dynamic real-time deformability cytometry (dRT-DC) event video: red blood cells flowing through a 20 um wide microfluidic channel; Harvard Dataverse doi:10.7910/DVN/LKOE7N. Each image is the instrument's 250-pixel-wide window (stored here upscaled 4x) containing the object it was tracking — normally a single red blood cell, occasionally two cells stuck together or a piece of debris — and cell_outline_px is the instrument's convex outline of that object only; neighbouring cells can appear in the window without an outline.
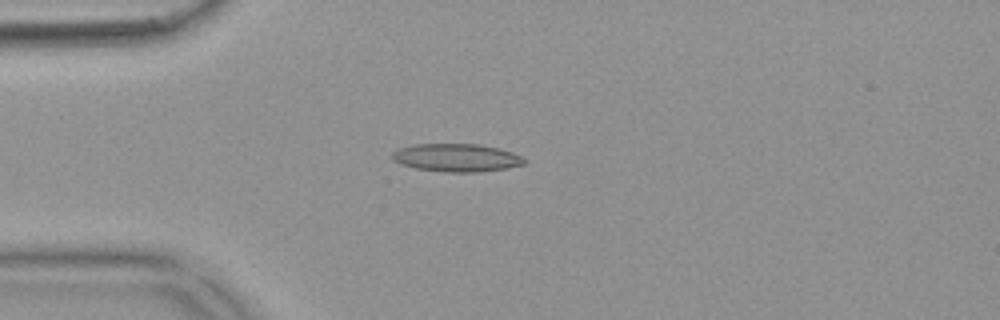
{"species": "common noctule bat (a hibernating species)", "species_latin": "Nyctalus noctula", "temperature_condition": "warm", "stored_images_in_passage": 54, "camera_frame_rate_fps": 3000, "um_per_image_px": 0.085, "animal": {"sex": "female", "body_mass_g": 18.4}, "frame": {"image": 1, "passage_image": 14, "time_ms": 4.333, "image_size_px": [1000, 320], "cell_outline_px": [[528, 160], [524, 164], [508, 168], [480, 172], [444, 172], [416, 168], [400, 164], [392, 160], [392, 152], [396, 148], [416, 144], [476, 144], [500, 148], [512, 152]], "centroid_in_image_um": [38.79, 13.4], "position_along_channel_um": 46.2, "area_um2": 21.73}}
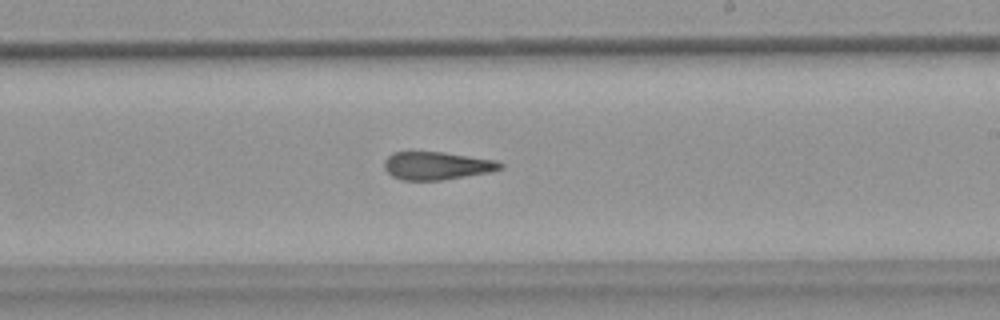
{"frame": {"image": 2, "passage_image": 32, "time_ms": 10.333, "image_size_px": [1000, 320], "cell_outline_px": [[504, 168], [492, 172], [440, 180], [400, 180], [392, 176], [384, 168], [384, 160], [392, 152], [444, 152], [496, 160], [504, 164]], "centroid_in_image_um": [37.15, 14.08], "position_along_channel_um": 251.9, "area_um2": 19.02}}
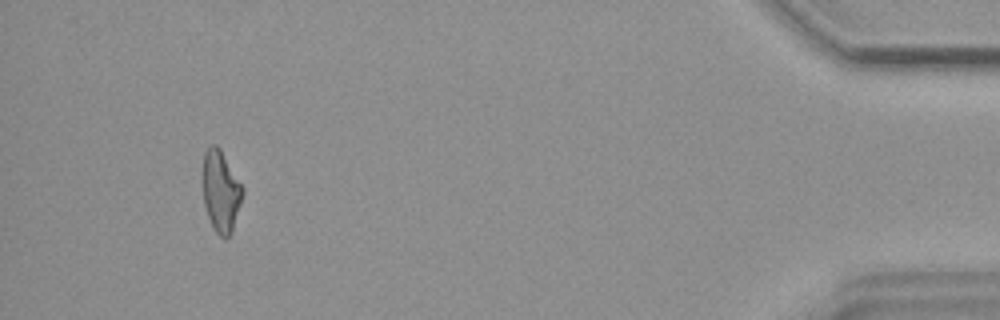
{"frame": {"image": 3, "passage_image": 51, "time_ms": 16.667, "image_size_px": [1000, 320], "cell_outline_px": [[244, 192], [232, 232], [228, 236], [220, 236], [216, 232], [208, 216], [204, 204], [200, 180], [200, 172], [204, 152], [212, 144], [216, 144], [220, 148], [244, 188]], "centroid_in_image_um": [18.73, 16.19], "position_along_channel_um": 416.5, "area_um2": 19.36}, "authors_computed_cell_mechanics": {"area_um2": 19.7098, "velocity_mm_per_s": 3.7008, "shape_relaxation_time_tau1_ms": null, "shape_relaxation_time_tau2_ms": 3.9426, "deformation_change_tau1": null, "deformation_change_tau2": 0.1536}}